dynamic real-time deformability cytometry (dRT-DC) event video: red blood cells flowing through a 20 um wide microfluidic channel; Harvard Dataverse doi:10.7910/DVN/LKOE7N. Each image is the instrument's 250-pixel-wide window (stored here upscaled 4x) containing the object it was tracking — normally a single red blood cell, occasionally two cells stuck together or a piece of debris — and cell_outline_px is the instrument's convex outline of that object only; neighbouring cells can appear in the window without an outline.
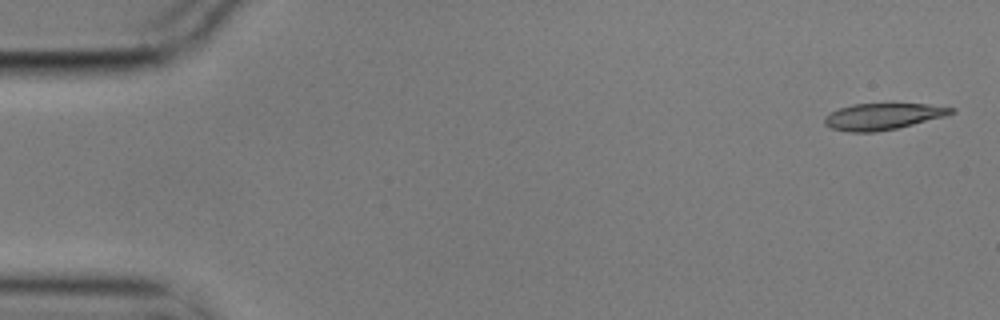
{"species": "common noctule bat (a hibernating species)", "species_latin": "Nyctalus noctula", "temperature_condition": "cold", "stored_images_in_passage": 7, "camera_frame_rate_fps": 3000, "um_per_image_px": 0.085, "animal": {"sex": "male", "body_mass_g": 17.9}, "frame": {"image": 1, "passage_image": 1, "time_ms": 0.0, "image_size_px": [1000, 320], "cell_outline_px": [[956, 112], [944, 116], [896, 128], [876, 132], [848, 132], [832, 128], [824, 124], [824, 116], [840, 108], [852, 104], [928, 104], [956, 108]], "centroid_in_image_um": [75.03, 9.89], "position_along_channel_um": 10.0, "area_um2": 19.31}}
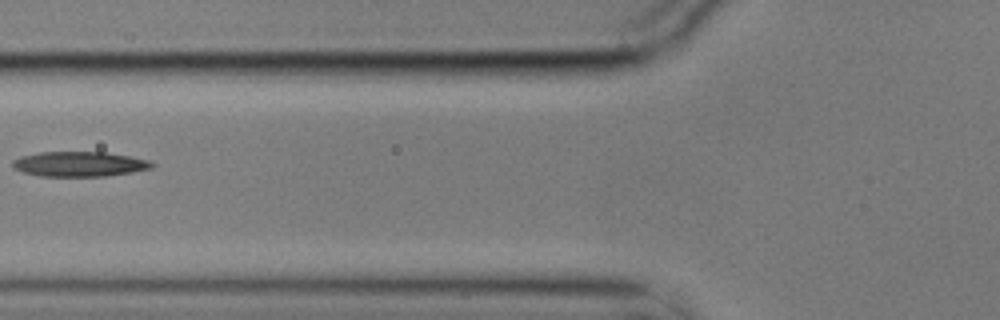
{"frame": {"image": 2, "passage_image": 6, "time_ms": 1.667, "image_size_px": [1000, 320], "cell_outline_px": [[156, 164], [152, 168], [132, 172], [104, 176], [40, 176], [24, 172], [12, 168], [12, 160], [20, 156], [40, 152], [104, 152], [128, 156], [148, 160]], "centroid_in_image_um": [6.72, 13.94], "position_along_channel_um": 119.1, "area_um2": 20.23}}
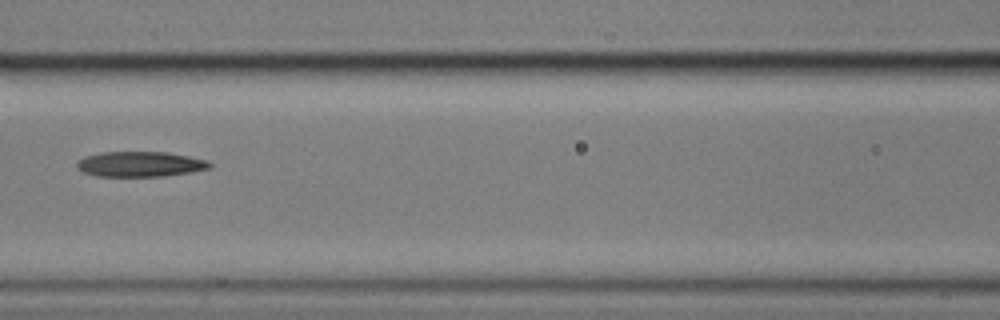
{"frame": {"image": 3, "passage_image": 7, "time_ms": 2.0, "image_size_px": [1000, 320], "cell_outline_px": [[212, 168], [192, 172], [164, 176], [96, 176], [84, 172], [76, 168], [76, 164], [84, 156], [100, 152], [168, 152], [208, 160], [212, 164]], "centroid_in_image_um": [11.94, 13.95], "position_along_channel_um": 154.7, "area_um2": 19.65}}